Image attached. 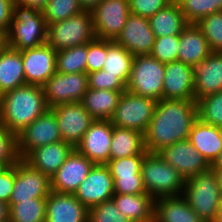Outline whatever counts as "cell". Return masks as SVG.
<instances>
[{
    "label": "cell",
    "mask_w": 222,
    "mask_h": 222,
    "mask_svg": "<svg viewBox=\"0 0 222 222\" xmlns=\"http://www.w3.org/2000/svg\"><path fill=\"white\" fill-rule=\"evenodd\" d=\"M91 13L96 38L114 41L130 15L129 0H102Z\"/></svg>",
    "instance_id": "11"
},
{
    "label": "cell",
    "mask_w": 222,
    "mask_h": 222,
    "mask_svg": "<svg viewBox=\"0 0 222 222\" xmlns=\"http://www.w3.org/2000/svg\"><path fill=\"white\" fill-rule=\"evenodd\" d=\"M123 92L88 88L81 103L94 119L110 120Z\"/></svg>",
    "instance_id": "31"
},
{
    "label": "cell",
    "mask_w": 222,
    "mask_h": 222,
    "mask_svg": "<svg viewBox=\"0 0 222 222\" xmlns=\"http://www.w3.org/2000/svg\"><path fill=\"white\" fill-rule=\"evenodd\" d=\"M9 205V222H45L46 198H30Z\"/></svg>",
    "instance_id": "34"
},
{
    "label": "cell",
    "mask_w": 222,
    "mask_h": 222,
    "mask_svg": "<svg viewBox=\"0 0 222 222\" xmlns=\"http://www.w3.org/2000/svg\"><path fill=\"white\" fill-rule=\"evenodd\" d=\"M96 38L91 11L48 25L47 43L55 50L79 46Z\"/></svg>",
    "instance_id": "7"
},
{
    "label": "cell",
    "mask_w": 222,
    "mask_h": 222,
    "mask_svg": "<svg viewBox=\"0 0 222 222\" xmlns=\"http://www.w3.org/2000/svg\"><path fill=\"white\" fill-rule=\"evenodd\" d=\"M180 36L155 38L150 55L162 63L178 61Z\"/></svg>",
    "instance_id": "40"
},
{
    "label": "cell",
    "mask_w": 222,
    "mask_h": 222,
    "mask_svg": "<svg viewBox=\"0 0 222 222\" xmlns=\"http://www.w3.org/2000/svg\"><path fill=\"white\" fill-rule=\"evenodd\" d=\"M17 152L24 159L32 150L62 140L54 112L48 109L16 135Z\"/></svg>",
    "instance_id": "9"
},
{
    "label": "cell",
    "mask_w": 222,
    "mask_h": 222,
    "mask_svg": "<svg viewBox=\"0 0 222 222\" xmlns=\"http://www.w3.org/2000/svg\"><path fill=\"white\" fill-rule=\"evenodd\" d=\"M182 196L202 220L215 222L222 200V192L212 167L187 179Z\"/></svg>",
    "instance_id": "4"
},
{
    "label": "cell",
    "mask_w": 222,
    "mask_h": 222,
    "mask_svg": "<svg viewBox=\"0 0 222 222\" xmlns=\"http://www.w3.org/2000/svg\"><path fill=\"white\" fill-rule=\"evenodd\" d=\"M76 198L89 210L95 205L112 199L113 178L106 164H95L75 191Z\"/></svg>",
    "instance_id": "15"
},
{
    "label": "cell",
    "mask_w": 222,
    "mask_h": 222,
    "mask_svg": "<svg viewBox=\"0 0 222 222\" xmlns=\"http://www.w3.org/2000/svg\"><path fill=\"white\" fill-rule=\"evenodd\" d=\"M50 192V178L31 167L23 159H19L15 164V182L9 204H16L30 198H47Z\"/></svg>",
    "instance_id": "12"
},
{
    "label": "cell",
    "mask_w": 222,
    "mask_h": 222,
    "mask_svg": "<svg viewBox=\"0 0 222 222\" xmlns=\"http://www.w3.org/2000/svg\"><path fill=\"white\" fill-rule=\"evenodd\" d=\"M163 99L195 100L193 66L181 61L165 63Z\"/></svg>",
    "instance_id": "20"
},
{
    "label": "cell",
    "mask_w": 222,
    "mask_h": 222,
    "mask_svg": "<svg viewBox=\"0 0 222 222\" xmlns=\"http://www.w3.org/2000/svg\"><path fill=\"white\" fill-rule=\"evenodd\" d=\"M84 10L92 11L102 0H78Z\"/></svg>",
    "instance_id": "51"
},
{
    "label": "cell",
    "mask_w": 222,
    "mask_h": 222,
    "mask_svg": "<svg viewBox=\"0 0 222 222\" xmlns=\"http://www.w3.org/2000/svg\"><path fill=\"white\" fill-rule=\"evenodd\" d=\"M188 140L211 165L222 147V128L205 124L197 119L191 127Z\"/></svg>",
    "instance_id": "25"
},
{
    "label": "cell",
    "mask_w": 222,
    "mask_h": 222,
    "mask_svg": "<svg viewBox=\"0 0 222 222\" xmlns=\"http://www.w3.org/2000/svg\"><path fill=\"white\" fill-rule=\"evenodd\" d=\"M157 101L125 90L120 96L115 112L110 119L113 126L146 132Z\"/></svg>",
    "instance_id": "8"
},
{
    "label": "cell",
    "mask_w": 222,
    "mask_h": 222,
    "mask_svg": "<svg viewBox=\"0 0 222 222\" xmlns=\"http://www.w3.org/2000/svg\"><path fill=\"white\" fill-rule=\"evenodd\" d=\"M26 85L21 51L5 46L0 50V96Z\"/></svg>",
    "instance_id": "27"
},
{
    "label": "cell",
    "mask_w": 222,
    "mask_h": 222,
    "mask_svg": "<svg viewBox=\"0 0 222 222\" xmlns=\"http://www.w3.org/2000/svg\"><path fill=\"white\" fill-rule=\"evenodd\" d=\"M157 154L166 163L178 170L185 180L211 167L188 139L163 147Z\"/></svg>",
    "instance_id": "14"
},
{
    "label": "cell",
    "mask_w": 222,
    "mask_h": 222,
    "mask_svg": "<svg viewBox=\"0 0 222 222\" xmlns=\"http://www.w3.org/2000/svg\"><path fill=\"white\" fill-rule=\"evenodd\" d=\"M211 166H222V147L221 150L219 152L218 157L216 158V160L211 164Z\"/></svg>",
    "instance_id": "54"
},
{
    "label": "cell",
    "mask_w": 222,
    "mask_h": 222,
    "mask_svg": "<svg viewBox=\"0 0 222 222\" xmlns=\"http://www.w3.org/2000/svg\"><path fill=\"white\" fill-rule=\"evenodd\" d=\"M47 32L42 11L14 3L6 46L19 51L39 47L47 43Z\"/></svg>",
    "instance_id": "3"
},
{
    "label": "cell",
    "mask_w": 222,
    "mask_h": 222,
    "mask_svg": "<svg viewBox=\"0 0 222 222\" xmlns=\"http://www.w3.org/2000/svg\"><path fill=\"white\" fill-rule=\"evenodd\" d=\"M212 53L202 31L194 23H189L180 34L178 61L195 66Z\"/></svg>",
    "instance_id": "24"
},
{
    "label": "cell",
    "mask_w": 222,
    "mask_h": 222,
    "mask_svg": "<svg viewBox=\"0 0 222 222\" xmlns=\"http://www.w3.org/2000/svg\"><path fill=\"white\" fill-rule=\"evenodd\" d=\"M56 54L48 43L21 51L26 84L42 86L56 73Z\"/></svg>",
    "instance_id": "17"
},
{
    "label": "cell",
    "mask_w": 222,
    "mask_h": 222,
    "mask_svg": "<svg viewBox=\"0 0 222 222\" xmlns=\"http://www.w3.org/2000/svg\"><path fill=\"white\" fill-rule=\"evenodd\" d=\"M7 167L3 164V163H0V173L2 171H4Z\"/></svg>",
    "instance_id": "56"
},
{
    "label": "cell",
    "mask_w": 222,
    "mask_h": 222,
    "mask_svg": "<svg viewBox=\"0 0 222 222\" xmlns=\"http://www.w3.org/2000/svg\"><path fill=\"white\" fill-rule=\"evenodd\" d=\"M193 68L195 101L222 91V52H212Z\"/></svg>",
    "instance_id": "22"
},
{
    "label": "cell",
    "mask_w": 222,
    "mask_h": 222,
    "mask_svg": "<svg viewBox=\"0 0 222 222\" xmlns=\"http://www.w3.org/2000/svg\"><path fill=\"white\" fill-rule=\"evenodd\" d=\"M148 20L156 38L180 36L183 29L189 24L176 0L160 9L156 14L149 17Z\"/></svg>",
    "instance_id": "29"
},
{
    "label": "cell",
    "mask_w": 222,
    "mask_h": 222,
    "mask_svg": "<svg viewBox=\"0 0 222 222\" xmlns=\"http://www.w3.org/2000/svg\"><path fill=\"white\" fill-rule=\"evenodd\" d=\"M51 110L56 116L62 141L74 148L81 142L84 133L95 120L81 102L57 105Z\"/></svg>",
    "instance_id": "13"
},
{
    "label": "cell",
    "mask_w": 222,
    "mask_h": 222,
    "mask_svg": "<svg viewBox=\"0 0 222 222\" xmlns=\"http://www.w3.org/2000/svg\"><path fill=\"white\" fill-rule=\"evenodd\" d=\"M15 182V164L0 173V201L9 204Z\"/></svg>",
    "instance_id": "47"
},
{
    "label": "cell",
    "mask_w": 222,
    "mask_h": 222,
    "mask_svg": "<svg viewBox=\"0 0 222 222\" xmlns=\"http://www.w3.org/2000/svg\"><path fill=\"white\" fill-rule=\"evenodd\" d=\"M134 57L124 47L119 46L112 40H107V55L103 70L111 75H116L126 85L130 77Z\"/></svg>",
    "instance_id": "32"
},
{
    "label": "cell",
    "mask_w": 222,
    "mask_h": 222,
    "mask_svg": "<svg viewBox=\"0 0 222 222\" xmlns=\"http://www.w3.org/2000/svg\"><path fill=\"white\" fill-rule=\"evenodd\" d=\"M48 0H14V3L42 11Z\"/></svg>",
    "instance_id": "49"
},
{
    "label": "cell",
    "mask_w": 222,
    "mask_h": 222,
    "mask_svg": "<svg viewBox=\"0 0 222 222\" xmlns=\"http://www.w3.org/2000/svg\"><path fill=\"white\" fill-rule=\"evenodd\" d=\"M88 75V88L111 91H125L126 85L116 76L105 70H99Z\"/></svg>",
    "instance_id": "44"
},
{
    "label": "cell",
    "mask_w": 222,
    "mask_h": 222,
    "mask_svg": "<svg viewBox=\"0 0 222 222\" xmlns=\"http://www.w3.org/2000/svg\"><path fill=\"white\" fill-rule=\"evenodd\" d=\"M188 23L196 24L201 18L222 11V0H176Z\"/></svg>",
    "instance_id": "36"
},
{
    "label": "cell",
    "mask_w": 222,
    "mask_h": 222,
    "mask_svg": "<svg viewBox=\"0 0 222 222\" xmlns=\"http://www.w3.org/2000/svg\"><path fill=\"white\" fill-rule=\"evenodd\" d=\"M88 222H131V220L123 215L113 199H110L89 209Z\"/></svg>",
    "instance_id": "41"
},
{
    "label": "cell",
    "mask_w": 222,
    "mask_h": 222,
    "mask_svg": "<svg viewBox=\"0 0 222 222\" xmlns=\"http://www.w3.org/2000/svg\"><path fill=\"white\" fill-rule=\"evenodd\" d=\"M107 55V40L95 38L88 43L86 74L103 69Z\"/></svg>",
    "instance_id": "43"
},
{
    "label": "cell",
    "mask_w": 222,
    "mask_h": 222,
    "mask_svg": "<svg viewBox=\"0 0 222 222\" xmlns=\"http://www.w3.org/2000/svg\"><path fill=\"white\" fill-rule=\"evenodd\" d=\"M196 104L201 122L222 128V91L200 98Z\"/></svg>",
    "instance_id": "35"
},
{
    "label": "cell",
    "mask_w": 222,
    "mask_h": 222,
    "mask_svg": "<svg viewBox=\"0 0 222 222\" xmlns=\"http://www.w3.org/2000/svg\"><path fill=\"white\" fill-rule=\"evenodd\" d=\"M155 38L148 18L130 14L114 42L136 56L150 54Z\"/></svg>",
    "instance_id": "19"
},
{
    "label": "cell",
    "mask_w": 222,
    "mask_h": 222,
    "mask_svg": "<svg viewBox=\"0 0 222 222\" xmlns=\"http://www.w3.org/2000/svg\"><path fill=\"white\" fill-rule=\"evenodd\" d=\"M6 46V33L0 29V50Z\"/></svg>",
    "instance_id": "53"
},
{
    "label": "cell",
    "mask_w": 222,
    "mask_h": 222,
    "mask_svg": "<svg viewBox=\"0 0 222 222\" xmlns=\"http://www.w3.org/2000/svg\"><path fill=\"white\" fill-rule=\"evenodd\" d=\"M140 172L145 190L154 200L182 195L186 180L157 153L145 155Z\"/></svg>",
    "instance_id": "5"
},
{
    "label": "cell",
    "mask_w": 222,
    "mask_h": 222,
    "mask_svg": "<svg viewBox=\"0 0 222 222\" xmlns=\"http://www.w3.org/2000/svg\"><path fill=\"white\" fill-rule=\"evenodd\" d=\"M42 87L49 109L61 104L81 102L88 90V75L56 72Z\"/></svg>",
    "instance_id": "10"
},
{
    "label": "cell",
    "mask_w": 222,
    "mask_h": 222,
    "mask_svg": "<svg viewBox=\"0 0 222 222\" xmlns=\"http://www.w3.org/2000/svg\"><path fill=\"white\" fill-rule=\"evenodd\" d=\"M48 109L43 87L26 84L0 96V124L17 135Z\"/></svg>",
    "instance_id": "2"
},
{
    "label": "cell",
    "mask_w": 222,
    "mask_h": 222,
    "mask_svg": "<svg viewBox=\"0 0 222 222\" xmlns=\"http://www.w3.org/2000/svg\"><path fill=\"white\" fill-rule=\"evenodd\" d=\"M215 222H222V200L220 202V207H219L217 219L215 220Z\"/></svg>",
    "instance_id": "55"
},
{
    "label": "cell",
    "mask_w": 222,
    "mask_h": 222,
    "mask_svg": "<svg viewBox=\"0 0 222 222\" xmlns=\"http://www.w3.org/2000/svg\"><path fill=\"white\" fill-rule=\"evenodd\" d=\"M14 0H0V29L8 32L13 18Z\"/></svg>",
    "instance_id": "48"
},
{
    "label": "cell",
    "mask_w": 222,
    "mask_h": 222,
    "mask_svg": "<svg viewBox=\"0 0 222 222\" xmlns=\"http://www.w3.org/2000/svg\"><path fill=\"white\" fill-rule=\"evenodd\" d=\"M196 25L207 39L212 52H222V11L201 18Z\"/></svg>",
    "instance_id": "38"
},
{
    "label": "cell",
    "mask_w": 222,
    "mask_h": 222,
    "mask_svg": "<svg viewBox=\"0 0 222 222\" xmlns=\"http://www.w3.org/2000/svg\"><path fill=\"white\" fill-rule=\"evenodd\" d=\"M164 73L165 63L158 61L150 54L136 55L126 90L158 102L163 99Z\"/></svg>",
    "instance_id": "6"
},
{
    "label": "cell",
    "mask_w": 222,
    "mask_h": 222,
    "mask_svg": "<svg viewBox=\"0 0 222 222\" xmlns=\"http://www.w3.org/2000/svg\"><path fill=\"white\" fill-rule=\"evenodd\" d=\"M19 159L16 135L0 124V163L9 167L16 164Z\"/></svg>",
    "instance_id": "42"
},
{
    "label": "cell",
    "mask_w": 222,
    "mask_h": 222,
    "mask_svg": "<svg viewBox=\"0 0 222 222\" xmlns=\"http://www.w3.org/2000/svg\"><path fill=\"white\" fill-rule=\"evenodd\" d=\"M173 0H129L130 14L149 18Z\"/></svg>",
    "instance_id": "45"
},
{
    "label": "cell",
    "mask_w": 222,
    "mask_h": 222,
    "mask_svg": "<svg viewBox=\"0 0 222 222\" xmlns=\"http://www.w3.org/2000/svg\"><path fill=\"white\" fill-rule=\"evenodd\" d=\"M89 210L74 194L51 191L46 198L45 222H88Z\"/></svg>",
    "instance_id": "21"
},
{
    "label": "cell",
    "mask_w": 222,
    "mask_h": 222,
    "mask_svg": "<svg viewBox=\"0 0 222 222\" xmlns=\"http://www.w3.org/2000/svg\"><path fill=\"white\" fill-rule=\"evenodd\" d=\"M94 165V162L74 148L66 161L50 178L51 191L74 194Z\"/></svg>",
    "instance_id": "16"
},
{
    "label": "cell",
    "mask_w": 222,
    "mask_h": 222,
    "mask_svg": "<svg viewBox=\"0 0 222 222\" xmlns=\"http://www.w3.org/2000/svg\"><path fill=\"white\" fill-rule=\"evenodd\" d=\"M0 222H9V205L0 201Z\"/></svg>",
    "instance_id": "50"
},
{
    "label": "cell",
    "mask_w": 222,
    "mask_h": 222,
    "mask_svg": "<svg viewBox=\"0 0 222 222\" xmlns=\"http://www.w3.org/2000/svg\"><path fill=\"white\" fill-rule=\"evenodd\" d=\"M82 11L84 9L78 0H48L42 10V14L48 26L52 23L66 20Z\"/></svg>",
    "instance_id": "37"
},
{
    "label": "cell",
    "mask_w": 222,
    "mask_h": 222,
    "mask_svg": "<svg viewBox=\"0 0 222 222\" xmlns=\"http://www.w3.org/2000/svg\"><path fill=\"white\" fill-rule=\"evenodd\" d=\"M112 134L110 120L95 119L75 148L95 164H106L109 161Z\"/></svg>",
    "instance_id": "18"
},
{
    "label": "cell",
    "mask_w": 222,
    "mask_h": 222,
    "mask_svg": "<svg viewBox=\"0 0 222 222\" xmlns=\"http://www.w3.org/2000/svg\"><path fill=\"white\" fill-rule=\"evenodd\" d=\"M74 147L64 141L47 144L32 150L23 160L51 178L66 161Z\"/></svg>",
    "instance_id": "23"
},
{
    "label": "cell",
    "mask_w": 222,
    "mask_h": 222,
    "mask_svg": "<svg viewBox=\"0 0 222 222\" xmlns=\"http://www.w3.org/2000/svg\"><path fill=\"white\" fill-rule=\"evenodd\" d=\"M147 153L142 132L113 126L109 160Z\"/></svg>",
    "instance_id": "30"
},
{
    "label": "cell",
    "mask_w": 222,
    "mask_h": 222,
    "mask_svg": "<svg viewBox=\"0 0 222 222\" xmlns=\"http://www.w3.org/2000/svg\"><path fill=\"white\" fill-rule=\"evenodd\" d=\"M88 43L57 51L56 72L86 73Z\"/></svg>",
    "instance_id": "33"
},
{
    "label": "cell",
    "mask_w": 222,
    "mask_h": 222,
    "mask_svg": "<svg viewBox=\"0 0 222 222\" xmlns=\"http://www.w3.org/2000/svg\"><path fill=\"white\" fill-rule=\"evenodd\" d=\"M213 170L215 171L217 178H218V184L220 187V190L222 192V166H211Z\"/></svg>",
    "instance_id": "52"
},
{
    "label": "cell",
    "mask_w": 222,
    "mask_h": 222,
    "mask_svg": "<svg viewBox=\"0 0 222 222\" xmlns=\"http://www.w3.org/2000/svg\"><path fill=\"white\" fill-rule=\"evenodd\" d=\"M114 193L144 194L147 193L141 175L127 178H113Z\"/></svg>",
    "instance_id": "46"
},
{
    "label": "cell",
    "mask_w": 222,
    "mask_h": 222,
    "mask_svg": "<svg viewBox=\"0 0 222 222\" xmlns=\"http://www.w3.org/2000/svg\"><path fill=\"white\" fill-rule=\"evenodd\" d=\"M119 211L131 222H154V199L148 194H117L112 197Z\"/></svg>",
    "instance_id": "28"
},
{
    "label": "cell",
    "mask_w": 222,
    "mask_h": 222,
    "mask_svg": "<svg viewBox=\"0 0 222 222\" xmlns=\"http://www.w3.org/2000/svg\"><path fill=\"white\" fill-rule=\"evenodd\" d=\"M145 155H133L130 157L109 160L108 166L112 178H127L141 175V164Z\"/></svg>",
    "instance_id": "39"
},
{
    "label": "cell",
    "mask_w": 222,
    "mask_h": 222,
    "mask_svg": "<svg viewBox=\"0 0 222 222\" xmlns=\"http://www.w3.org/2000/svg\"><path fill=\"white\" fill-rule=\"evenodd\" d=\"M198 119L195 100L162 99L157 102L154 115L144 133L148 153L187 140L193 123Z\"/></svg>",
    "instance_id": "1"
},
{
    "label": "cell",
    "mask_w": 222,
    "mask_h": 222,
    "mask_svg": "<svg viewBox=\"0 0 222 222\" xmlns=\"http://www.w3.org/2000/svg\"><path fill=\"white\" fill-rule=\"evenodd\" d=\"M154 222H205L182 196L160 197L154 201Z\"/></svg>",
    "instance_id": "26"
}]
</instances>
